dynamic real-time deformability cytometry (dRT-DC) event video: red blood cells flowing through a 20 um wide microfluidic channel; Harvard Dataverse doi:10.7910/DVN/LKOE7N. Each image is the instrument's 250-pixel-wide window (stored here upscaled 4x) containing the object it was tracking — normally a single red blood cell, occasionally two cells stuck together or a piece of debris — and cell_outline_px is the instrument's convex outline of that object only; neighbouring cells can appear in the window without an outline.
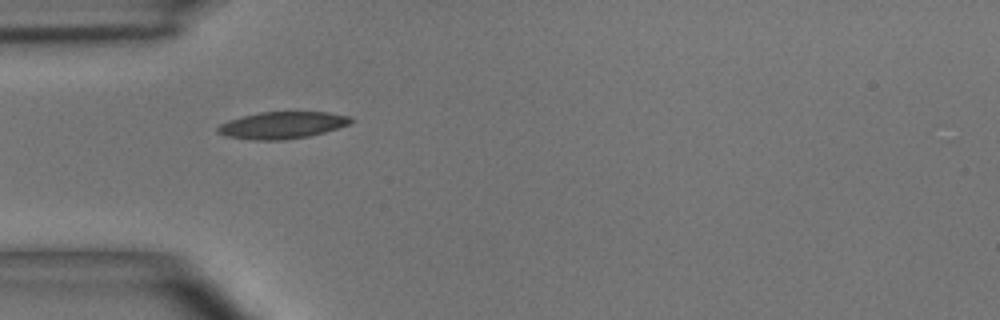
{"species": "common noctule bat (a hibernating species)", "species_latin": "Nyctalus noctula", "temperature_condition": "room temperature", "stored_images_in_passage": 6, "camera_frame_rate_fps": 3000, "um_per_image_px": 0.085, "animal": {"sex": "male", "body_mass_g": 15.6}, "frame": {"image": 1, "passage_image": 5, "time_ms": 4.667, "image_size_px": [1000, 320], "cell_outline_px": [[352, 120], [348, 124], [324, 132], [308, 136], [280, 140], [256, 140], [228, 136], [216, 132], [216, 128], [220, 124], [228, 120], [260, 112], [328, 112], [348, 116]], "centroid_in_image_um": [23.94, 10.63], "position_along_channel_um": 61.1, "area_um2": 20.52}}
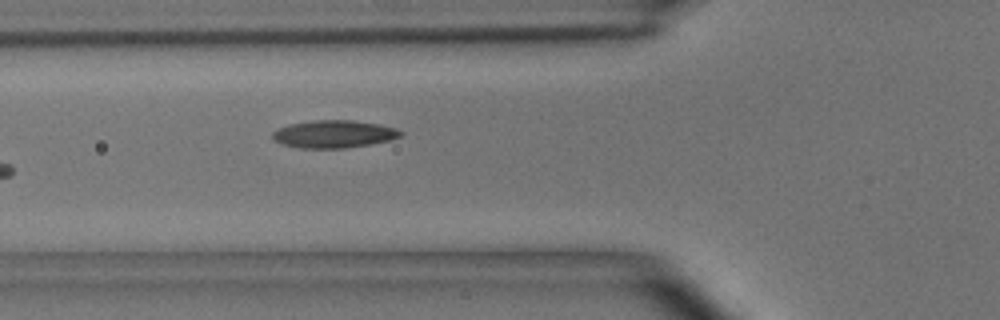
{"frame": {"image": 2, "passage_image": 6, "time_ms": 5.667, "image_size_px": [1000, 320], "cell_outline_px": [[404, 132], [400, 136], [388, 140], [368, 144], [344, 148], [300, 148], [280, 144], [272, 140], [272, 132], [288, 124], [312, 120], [352, 120], [380, 124], [396, 128]], "centroid_in_image_um": [28.33, 11.39], "position_along_channel_um": 97.5, "area_um2": 20.63}}